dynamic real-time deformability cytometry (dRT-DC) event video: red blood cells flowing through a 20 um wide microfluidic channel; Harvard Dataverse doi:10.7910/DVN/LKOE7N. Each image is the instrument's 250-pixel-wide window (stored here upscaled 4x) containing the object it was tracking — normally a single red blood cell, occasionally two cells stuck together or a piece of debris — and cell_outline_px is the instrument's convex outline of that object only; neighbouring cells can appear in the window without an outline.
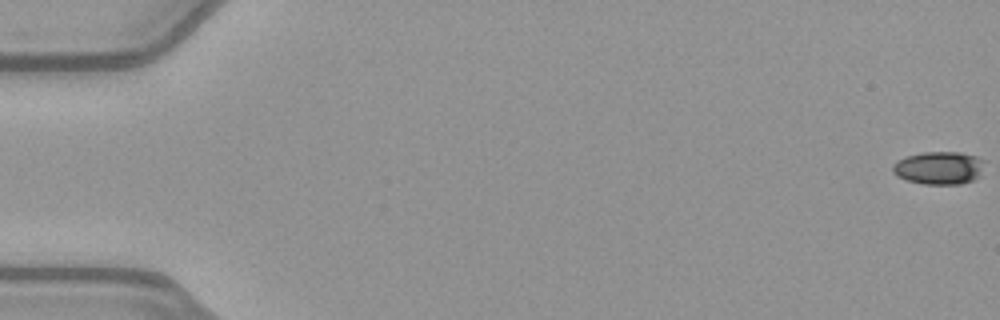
{"species": "common noctule bat (a hibernating species)", "species_latin": "Nyctalus noctula", "temperature_condition": "warm", "stored_images_in_passage": 51, "camera_frame_rate_fps": 3000, "um_per_image_px": 0.085, "animal": {"sex": "female", "body_mass_g": 21.9}, "frame": {"image": 1, "passage_image": 1, "time_ms": 0.0, "image_size_px": [1000, 320], "cell_outline_px": [[984, 160], [980, 176], [972, 180], [960, 184], [924, 184], [908, 180], [896, 176], [892, 172], [892, 164], [896, 160], [908, 156], [924, 152], [960, 152], [976, 156]], "centroid_in_image_um": [79.8, 14.27], "position_along_channel_um": 5.2, "area_um2": 17.63}}
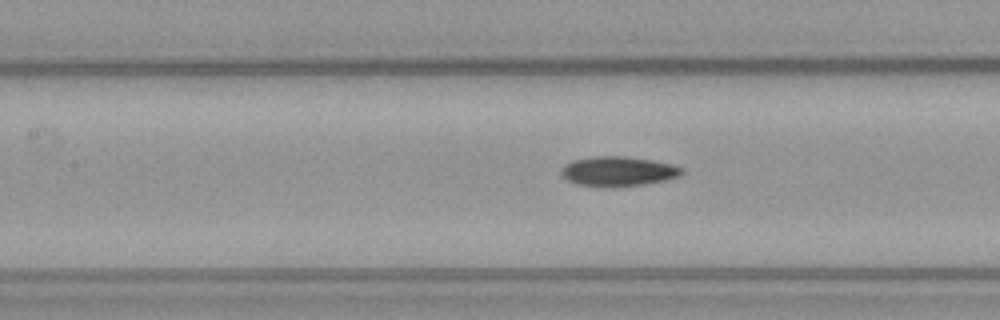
{"frame": {"image": 2, "passage_image": 25, "time_ms": 8.0, "image_size_px": [1000, 320], "cell_outline_px": [[684, 172], [680, 176], [664, 180], [644, 184], [576, 184], [568, 180], [560, 172], [560, 168], [564, 164], [572, 160], [592, 156], [624, 156], [652, 160], [672, 164], [684, 168]], "centroid_in_image_um": [52.56, 14.5], "position_along_channel_um": 154.8, "area_um2": 20.17}}
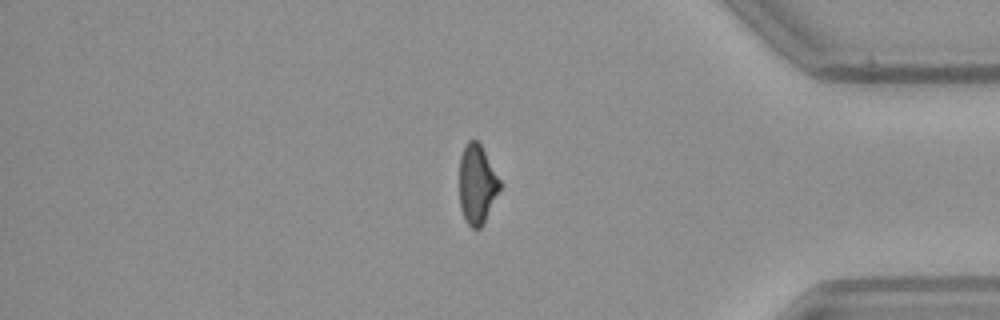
{"frame": {"image": 3, "passage_image": 45, "time_ms": 14.667, "image_size_px": [1000, 320], "cell_outline_px": [[500, 188], [480, 228], [472, 228], [468, 224], [460, 208], [460, 156], [468, 140], [476, 140], [480, 144], [500, 180]], "centroid_in_image_um": [40.52, 15.64], "position_along_channel_um": 394.7, "area_um2": 18.09}}